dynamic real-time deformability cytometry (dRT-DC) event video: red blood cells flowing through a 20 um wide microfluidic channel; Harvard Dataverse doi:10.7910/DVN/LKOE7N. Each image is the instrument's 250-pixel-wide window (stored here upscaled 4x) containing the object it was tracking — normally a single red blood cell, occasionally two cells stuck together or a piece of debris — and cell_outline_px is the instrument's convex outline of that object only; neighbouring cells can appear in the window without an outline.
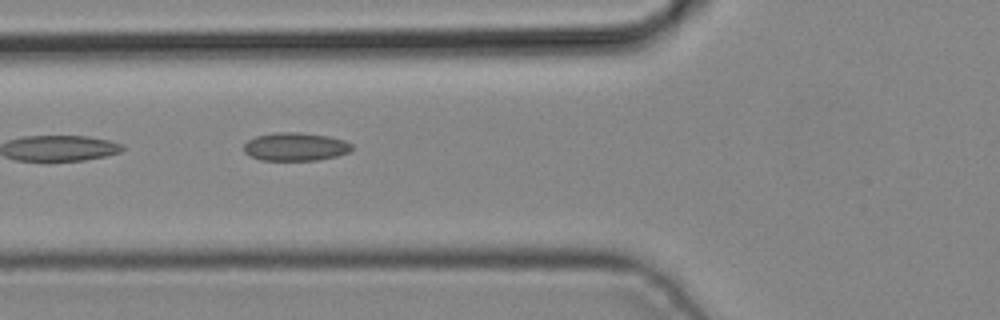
{"species": "common noctule bat (a hibernating species)", "species_latin": "Nyctalus noctula", "temperature_condition": "cold", "stored_images_in_passage": 6, "camera_frame_rate_fps": 3000, "um_per_image_px": 0.085, "animal": {"sex": "male", "body_mass_g": 19.2, "forearm_length_mm": 51.8}, "frame": {"image": 1, "passage_image": 5, "time_ms": 1.333, "image_size_px": [1000, 320], "cell_outline_px": [[352, 148], [348, 152], [336, 156], [316, 160], [260, 160], [244, 152], [244, 144], [248, 140], [256, 136], [276, 132], [300, 132], [328, 136], [344, 140], [352, 144]], "centroid_in_image_um": [25.1, 12.46], "position_along_channel_um": 100.7, "area_um2": 17.69}}
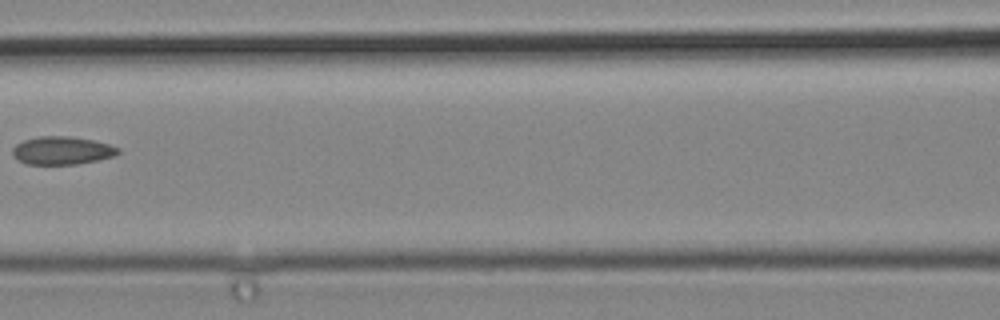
{"frame": {"image": 2, "passage_image": 6, "time_ms": 1.667, "image_size_px": [1000, 320], "cell_outline_px": [[120, 152], [112, 156], [100, 160], [76, 164], [24, 164], [12, 156], [12, 148], [16, 144], [24, 140], [40, 136], [68, 136], [92, 140], [108, 144], [120, 148]], "centroid_in_image_um": [5.24, 12.8], "position_along_channel_um": 161.4, "area_um2": 17.28}}